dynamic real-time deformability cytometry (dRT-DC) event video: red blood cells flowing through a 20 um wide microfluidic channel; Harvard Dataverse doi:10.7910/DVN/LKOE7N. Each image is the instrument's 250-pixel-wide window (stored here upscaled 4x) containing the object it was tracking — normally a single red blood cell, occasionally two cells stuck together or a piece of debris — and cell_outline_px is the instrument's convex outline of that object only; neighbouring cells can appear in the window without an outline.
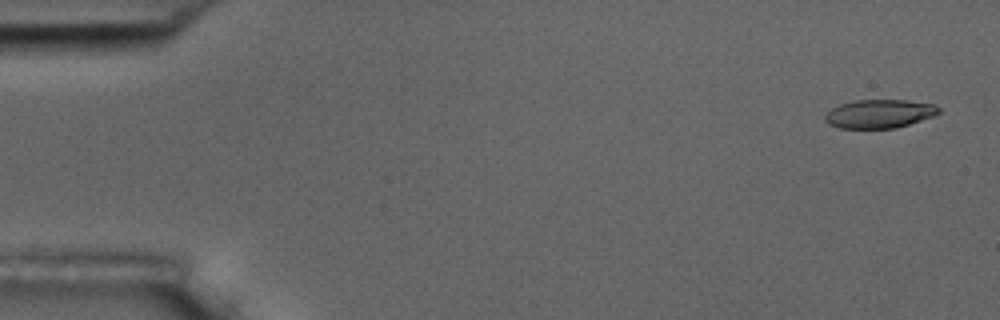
{"species": "common noctule bat (a hibernating species)", "species_latin": "Nyctalus noctula", "temperature_condition": "room temperature", "stored_images_in_passage": 6, "camera_frame_rate_fps": 3000, "um_per_image_px": 0.085, "animal": {"sex": "male", "body_mass_g": 17.5, "forearm_length_mm": 52.3}, "frame": {"image": 1, "passage_image": 1, "time_ms": 0.0, "image_size_px": [1000, 320], "cell_outline_px": [[940, 112], [932, 116], [896, 128], [840, 128], [828, 124], [824, 120], [824, 116], [832, 108], [840, 104], [856, 100], [908, 100], [936, 104], [940, 108]], "centroid_in_image_um": [74.74, 9.66], "position_along_channel_um": 10.3, "area_um2": 18.9}}
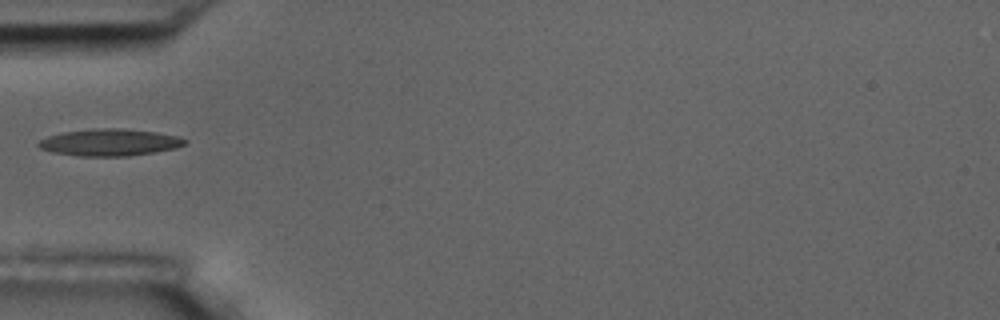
{"frame": {"image": 2, "passage_image": 5, "time_ms": 5.333, "image_size_px": [1000, 320], "cell_outline_px": [[188, 140], [184, 144], [176, 148], [128, 156], [76, 156], [52, 152], [40, 148], [36, 144], [40, 140], [48, 136], [60, 132], [96, 128], [120, 128], [156, 132], [180, 136]], "centroid_in_image_um": [9.3, 12.1], "position_along_channel_um": 75.7, "area_um2": 23.06}}